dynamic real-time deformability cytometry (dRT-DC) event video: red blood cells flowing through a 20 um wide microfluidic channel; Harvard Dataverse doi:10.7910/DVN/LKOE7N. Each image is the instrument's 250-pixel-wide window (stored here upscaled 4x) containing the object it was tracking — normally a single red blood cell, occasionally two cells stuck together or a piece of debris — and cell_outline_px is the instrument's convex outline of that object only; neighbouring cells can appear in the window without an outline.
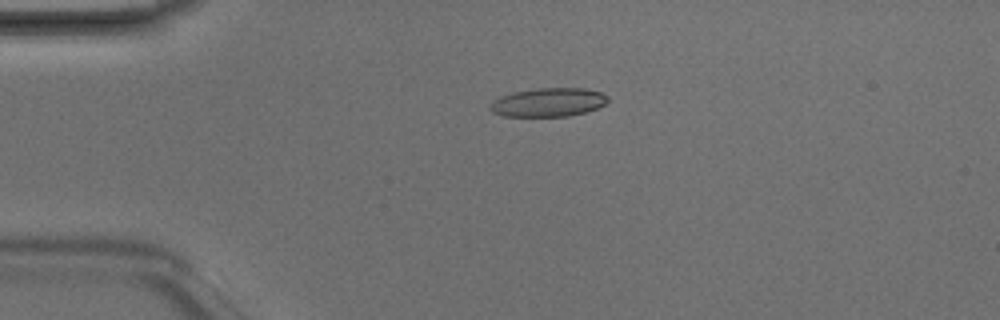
{"species": "Egyptian fruit bat (a non-hibernating species)", "species_latin": "Rousettus aegyptiacus", "temperature_condition": "room temperature", "stored_images_in_passage": 2, "camera_frame_rate_fps": 3000, "um_per_image_px": 0.085, "animal": {"sex": "male"}, "frame": {"image": 1, "passage_image": 1, "time_ms": 0.0, "image_size_px": [1000, 320], "cell_outline_px": [[608, 100], [604, 104], [596, 108], [584, 112], [568, 116], [504, 116], [492, 112], [488, 108], [488, 104], [492, 100], [500, 96], [512, 92], [540, 88], [584, 88], [600, 92], [608, 96]], "centroid_in_image_um": [46.55, 8.69], "position_along_channel_um": 38.5, "area_um2": 19.71}}